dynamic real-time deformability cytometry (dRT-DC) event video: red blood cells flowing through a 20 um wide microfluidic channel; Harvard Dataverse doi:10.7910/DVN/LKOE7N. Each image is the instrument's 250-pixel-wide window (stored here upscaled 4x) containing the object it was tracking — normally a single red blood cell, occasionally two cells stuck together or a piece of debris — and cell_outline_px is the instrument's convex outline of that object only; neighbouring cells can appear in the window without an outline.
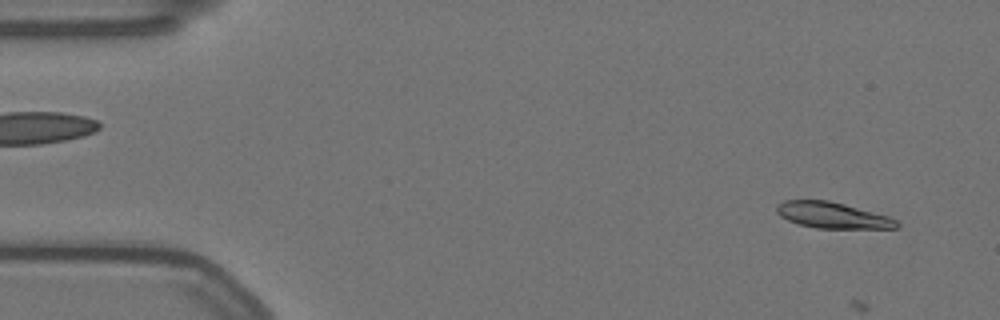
{"species": "Egyptian fruit bat (a non-hibernating species)", "species_latin": "Rousettus aegyptiacus", "temperature_condition": "warm", "stored_images_in_passage": 5, "camera_frame_rate_fps": 3000, "um_per_image_px": 0.085, "animal": {"sex": "female"}, "frame": {"image": 1, "passage_image": 3, "time_ms": 0.667, "image_size_px": [1000, 320], "cell_outline_px": [[900, 224], [896, 228], [816, 228], [800, 224], [788, 220], [780, 216], [776, 212], [776, 204], [784, 200], [828, 200], [844, 204], [888, 216], [896, 220]], "centroid_in_image_um": [70.72, 18.29], "position_along_channel_um": 14.3, "area_um2": 18.09}}